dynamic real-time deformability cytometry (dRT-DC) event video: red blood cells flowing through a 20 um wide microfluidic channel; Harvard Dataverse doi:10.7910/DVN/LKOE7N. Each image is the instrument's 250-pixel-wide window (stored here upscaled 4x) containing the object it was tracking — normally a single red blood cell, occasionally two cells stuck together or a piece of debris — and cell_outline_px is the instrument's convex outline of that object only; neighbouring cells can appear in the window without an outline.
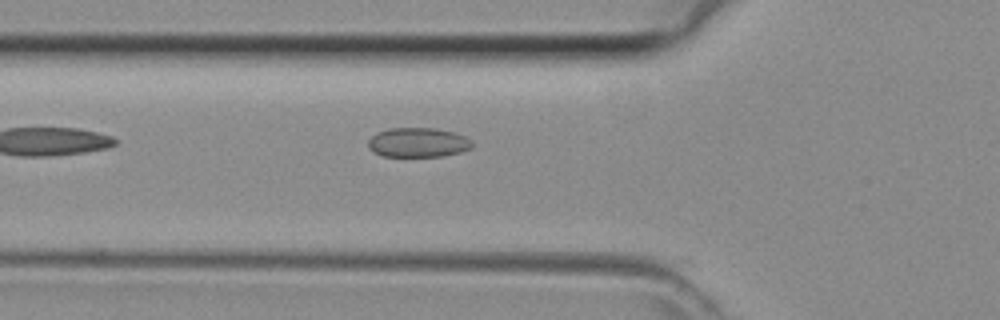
{"species": "common noctule bat (a hibernating species)", "species_latin": "Nyctalus noctula", "temperature_condition": "room temperature", "stored_images_in_passage": 4, "camera_frame_rate_fps": 3000, "um_per_image_px": 0.085, "animal": {"sex": "female", "body_mass_g": 29.2, "forearm_length_mm": 56.3}, "frame": {"image": 1, "passage_image": 3, "time_ms": 0.667, "image_size_px": [1000, 320], "cell_outline_px": [[472, 148], [460, 152], [444, 156], [384, 156], [368, 148], [368, 140], [376, 132], [388, 128], [436, 128], [452, 132], [464, 136], [472, 140]], "centroid_in_image_um": [35.53, 12.1], "position_along_channel_um": 90.3, "area_um2": 17.86}}